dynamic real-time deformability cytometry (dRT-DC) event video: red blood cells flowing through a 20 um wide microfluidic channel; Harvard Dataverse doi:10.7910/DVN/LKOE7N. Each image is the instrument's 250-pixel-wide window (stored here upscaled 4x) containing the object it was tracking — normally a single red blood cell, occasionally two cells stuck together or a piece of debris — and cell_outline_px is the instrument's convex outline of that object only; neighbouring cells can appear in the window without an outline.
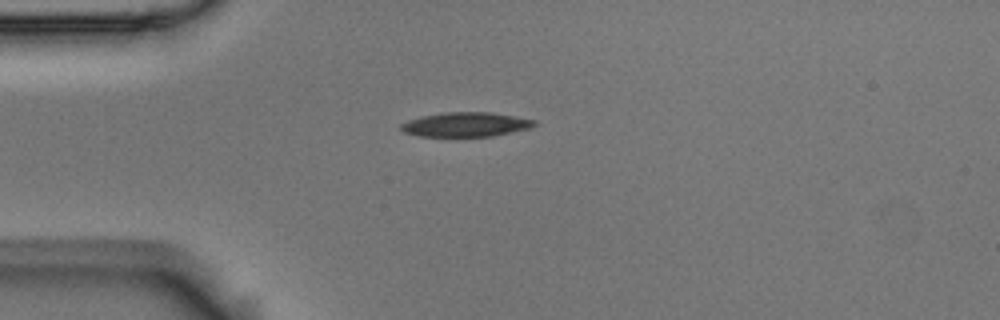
{"species": "Egyptian fruit bat (a non-hibernating species)", "species_latin": "Rousettus aegyptiacus", "temperature_condition": "room temperature", "stored_images_in_passage": 3, "camera_frame_rate_fps": 3000, "um_per_image_px": 0.085, "animal": {"sex": "male"}, "frame": {"image": 1, "passage_image": 1, "time_ms": 0.0, "image_size_px": [1000, 320], "cell_outline_px": [[536, 124], [532, 128], [492, 136], [416, 136], [404, 132], [400, 128], [400, 124], [408, 120], [420, 116], [444, 112], [492, 112], [536, 120]], "centroid_in_image_um": [39.58, 10.58], "position_along_channel_um": 45.4, "area_um2": 19.07}}
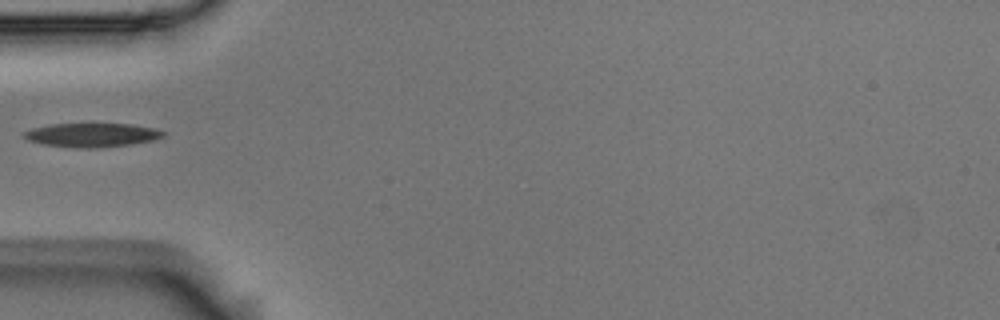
{"frame": {"image": 2, "passage_image": 2, "time_ms": 0.333, "image_size_px": [1000, 320], "cell_outline_px": [[164, 136], [152, 140], [128, 144], [100, 148], [80, 148], [40, 144], [28, 140], [24, 136], [24, 132], [32, 128], [48, 124], [132, 124], [156, 128], [164, 132]], "centroid_in_image_um": [7.79, 11.47], "position_along_channel_um": 77.2, "area_um2": 19.31}}
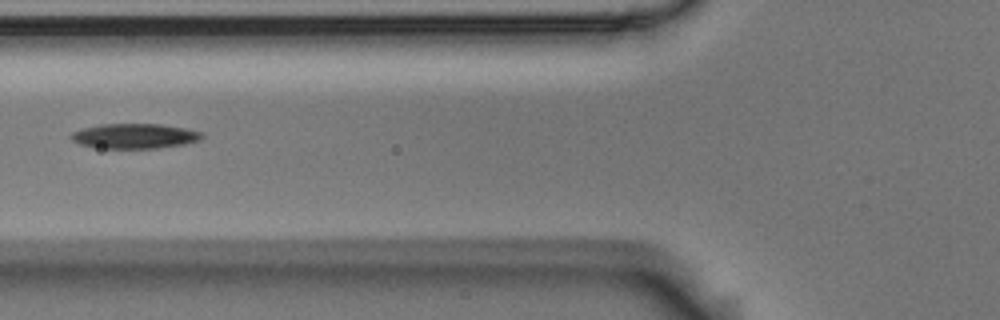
{"frame": {"image": 3, "passage_image": 3, "time_ms": 0.667, "image_size_px": [1000, 320], "cell_outline_px": [[204, 136], [200, 140], [184, 144], [156, 148], [100, 148], [80, 144], [72, 140], [68, 136], [72, 132], [84, 128], [100, 124], [160, 124], [184, 128], [204, 132]], "centroid_in_image_um": [11.45, 11.56], "position_along_channel_um": 114.3, "area_um2": 19.02}}